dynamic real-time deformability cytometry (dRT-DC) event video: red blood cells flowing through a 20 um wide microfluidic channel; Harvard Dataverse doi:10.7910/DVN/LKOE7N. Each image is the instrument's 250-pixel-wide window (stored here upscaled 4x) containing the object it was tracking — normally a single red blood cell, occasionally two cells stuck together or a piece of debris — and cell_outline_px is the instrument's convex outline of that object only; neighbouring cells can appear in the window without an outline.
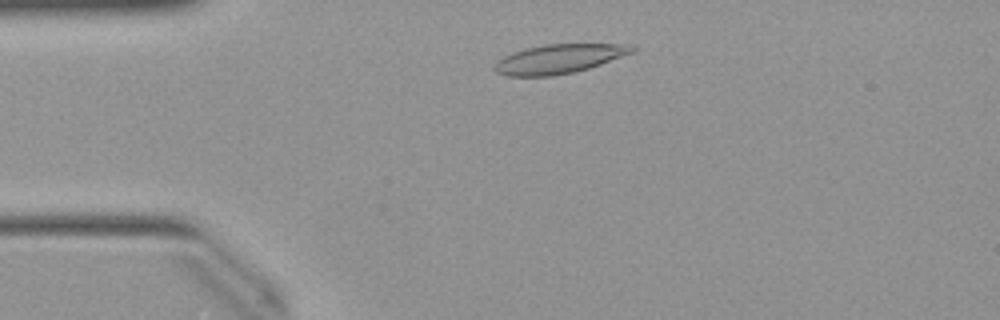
{"species": "Egyptian fruit bat (a non-hibernating species)", "species_latin": "Rousettus aegyptiacus", "temperature_condition": "warm", "stored_images_in_passage": 45, "camera_frame_rate_fps": 3000, "um_per_image_px": 0.085, "animal": {"sex": "female"}, "frame": {"image": 1, "passage_image": 6, "time_ms": 1.667, "image_size_px": [1000, 320], "cell_outline_px": [[636, 48], [632, 52], [600, 64], [588, 68], [572, 72], [552, 76], [504, 76], [496, 72], [492, 68], [492, 64], [504, 56], [512, 52], [544, 44], [628, 44]], "centroid_in_image_um": [47.43, 5.01], "position_along_channel_um": 37.6, "area_um2": 23.24}}
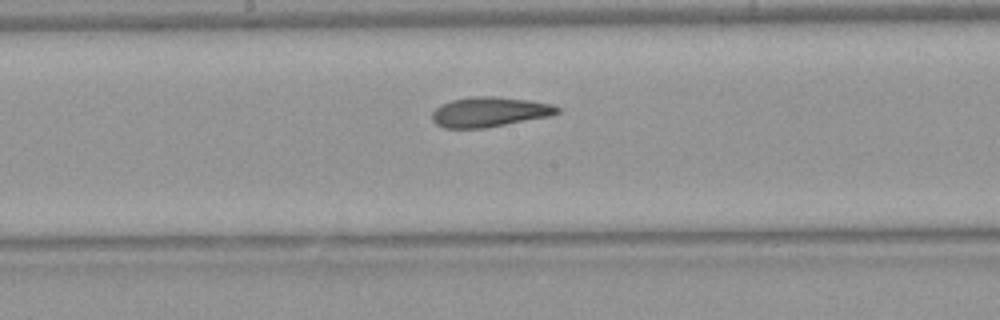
{"frame": {"image": 2, "passage_image": 21, "time_ms": 6.667, "image_size_px": [1000, 320], "cell_outline_px": [[560, 112], [552, 116], [484, 128], [444, 128], [436, 124], [432, 120], [432, 112], [440, 104], [452, 100], [476, 96], [496, 96], [528, 100], [552, 104], [560, 108]], "centroid_in_image_um": [41.61, 9.51], "position_along_channel_um": 206.6, "area_um2": 21.91}}
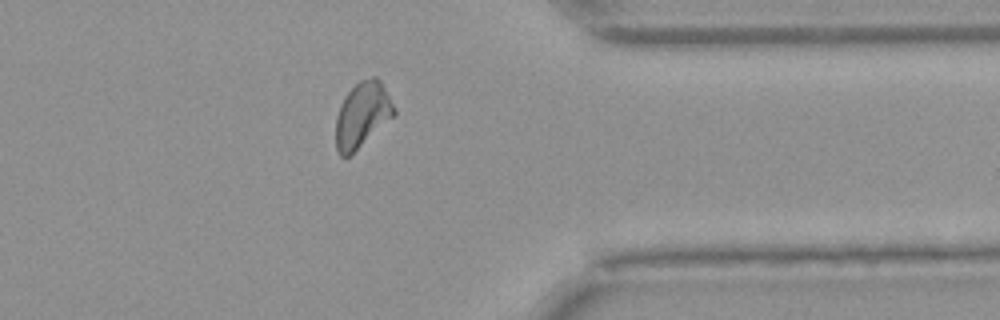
{"frame": {"image": 3, "passage_image": 35, "time_ms": 11.333, "image_size_px": [1000, 320], "cell_outline_px": [[396, 116], [348, 156], [340, 156], [336, 148], [336, 116], [340, 104], [344, 96], [360, 80], [372, 76], [376, 76], [380, 80], [396, 108]], "centroid_in_image_um": [30.81, 9.74], "position_along_channel_um": 380.6, "area_um2": 22.25}, "authors_computed_cell_mechanics": {"area_um2": 21.964, "velocity_mm_per_s": 3.9885, "shape_relaxation_time_tau1_ms": 8.5564, "shape_relaxation_time_tau2_ms": 1.857, "deformation_change_tau1": 0.2365, "deformation_change_tau2": 0.0882}}